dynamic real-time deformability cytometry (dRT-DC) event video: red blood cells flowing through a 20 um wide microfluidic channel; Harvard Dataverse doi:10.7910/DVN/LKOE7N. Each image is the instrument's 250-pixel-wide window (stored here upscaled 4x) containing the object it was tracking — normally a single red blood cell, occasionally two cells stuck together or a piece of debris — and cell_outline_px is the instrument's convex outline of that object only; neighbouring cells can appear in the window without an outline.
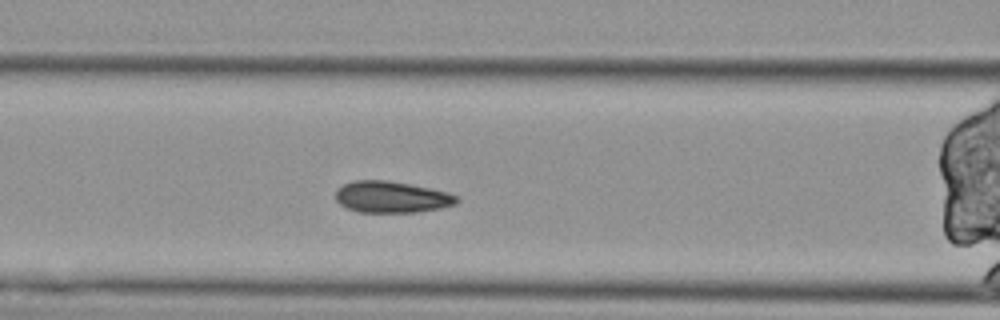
{"species": "Egyptian fruit bat (a non-hibernating species)", "species_latin": "Rousettus aegyptiacus", "temperature_condition": "cold", "stored_images_in_passage": 36, "camera_frame_rate_fps": 3000, "um_per_image_px": 0.085, "animal": {"sex": "female"}, "frame": {"image": 1, "passage_image": 12, "time_ms": 3.667, "image_size_px": [1000, 320], "cell_outline_px": [[460, 200], [456, 204], [440, 208], [416, 212], [360, 212], [348, 208], [340, 204], [336, 200], [336, 188], [352, 180], [388, 180], [448, 192], [456, 196]], "centroid_in_image_um": [33.26, 16.74], "position_along_channel_um": 133.3, "area_um2": 22.14}}
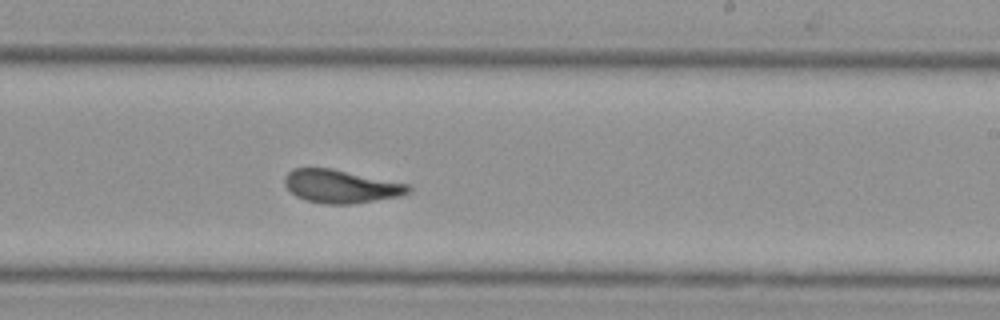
{"frame": {"image": 2, "passage_image": 23, "time_ms": 7.333, "image_size_px": [1000, 320], "cell_outline_px": [[412, 188], [408, 192], [400, 196], [352, 204], [324, 204], [304, 200], [296, 196], [284, 184], [284, 176], [292, 168], [332, 168], [408, 184]], "centroid_in_image_um": [28.94, 15.84], "position_along_channel_um": 260.1, "area_um2": 23.93}}
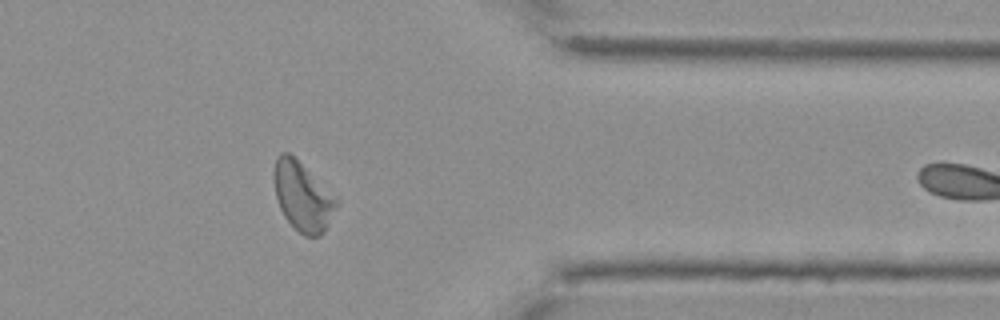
{"frame": {"image": 3, "passage_image": 35, "time_ms": 11.333, "image_size_px": [1000, 320], "cell_outline_px": [[340, 200], [324, 232], [320, 236], [304, 236], [284, 216], [280, 208], [276, 196], [272, 176], [272, 172], [276, 156], [280, 152], [288, 152]], "centroid_in_image_um": [25.7, 16.69], "position_along_channel_um": 385.7, "area_um2": 24.91}}